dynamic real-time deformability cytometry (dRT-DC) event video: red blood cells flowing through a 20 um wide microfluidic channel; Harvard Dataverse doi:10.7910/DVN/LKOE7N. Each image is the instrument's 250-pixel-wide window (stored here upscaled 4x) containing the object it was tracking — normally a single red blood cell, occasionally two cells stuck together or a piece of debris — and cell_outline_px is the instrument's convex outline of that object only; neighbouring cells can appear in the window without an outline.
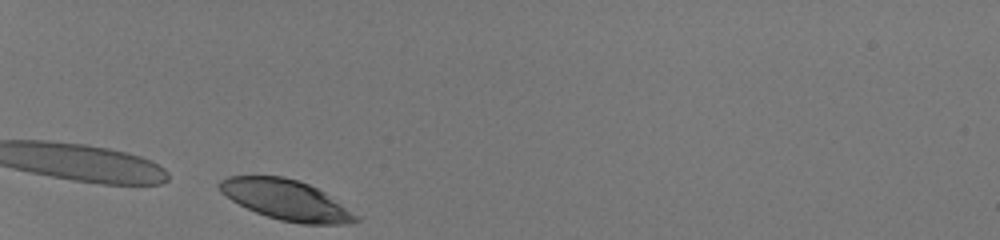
{"species": "human", "species_latin": "Homo sapiens", "temperature_condition": "room temperature", "stored_images_in_passage": 29, "camera_frame_rate_fps": 3000, "um_per_image_px": 0.085, "donor": {"sex": "male"}, "frame": {"image": 1, "passage_image": 1, "time_ms": 0.0, "image_size_px": [1000, 240], "cell_outline_px": [[360, 220], [348, 224], [300, 224], [280, 220], [256, 212], [232, 200], [220, 192], [220, 180], [228, 176], [284, 176], [308, 184], [332, 196], [360, 216]], "centroid_in_image_um": [24.39, 17.0], "position_along_channel_um": 60.6, "area_um2": 31.85}}
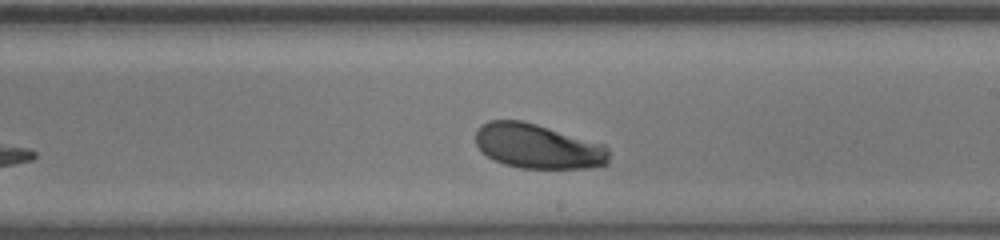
{"frame": {"image": 2, "passage_image": 17, "time_ms": 5.333, "image_size_px": [1000, 240], "cell_outline_px": [[608, 164], [588, 168], [520, 168], [504, 164], [492, 160], [476, 144], [476, 132], [488, 120], [524, 120], [604, 144], [608, 148]], "centroid_in_image_um": [45.73, 12.43], "position_along_channel_um": 243.3, "area_um2": 34.68}}
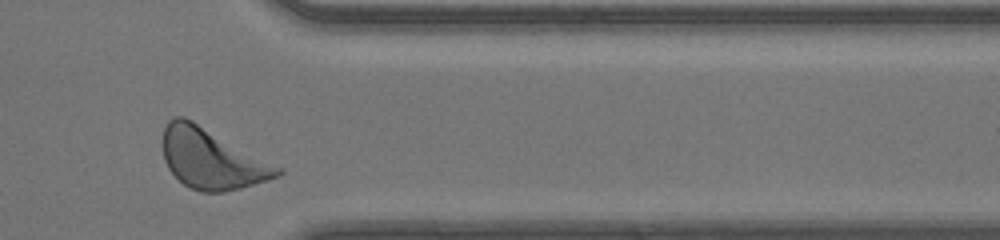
{"frame": {"image": 3, "passage_image": 28, "time_ms": 9.0, "image_size_px": [1000, 240], "cell_outline_px": [[284, 172], [280, 176], [268, 180], [240, 188], [224, 192], [200, 192], [188, 188], [168, 168], [164, 160], [160, 144], [160, 140], [164, 128], [168, 120], [176, 116], [184, 116], [192, 120], [284, 168]], "centroid_in_image_um": [17.98, 13.49], "position_along_channel_um": 393.4, "area_um2": 40.75}, "authors_computed_cell_mechanics": {"area_um2": 34.68, "velocity_mm_per_s": 4.1243, "shape_relaxation_time_tau1_ms": 2.4837, "shape_relaxation_time_tau2_ms": null, "deformation_change_tau1": 0.1347, "deformation_change_tau2": null}}